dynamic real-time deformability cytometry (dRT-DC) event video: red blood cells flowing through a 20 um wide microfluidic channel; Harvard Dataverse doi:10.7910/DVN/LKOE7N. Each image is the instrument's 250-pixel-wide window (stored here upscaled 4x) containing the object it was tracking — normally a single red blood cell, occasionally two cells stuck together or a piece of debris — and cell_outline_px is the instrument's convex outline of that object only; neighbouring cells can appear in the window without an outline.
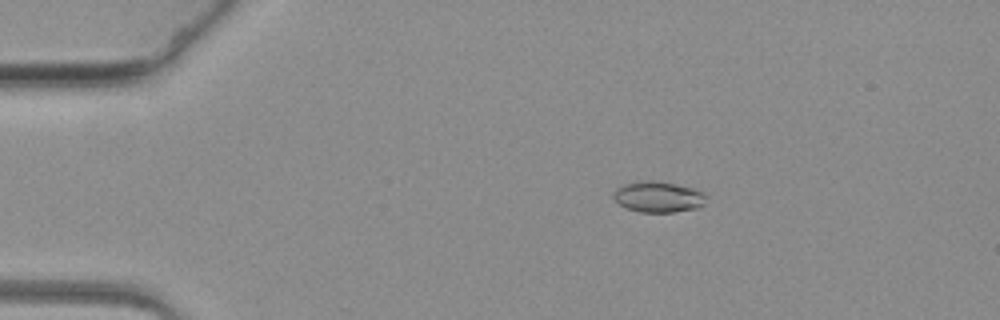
{"species": "common noctule bat (a hibernating species)", "species_latin": "Nyctalus noctula", "temperature_condition": "warm", "stored_images_in_passage": 33, "camera_frame_rate_fps": 3000, "um_per_image_px": 0.085, "animal": {"sex": "female", "body_mass_g": 19.3, "forearm_length_mm": 54.1}, "frame": {"image": 1, "passage_image": 11, "time_ms": 3.333, "image_size_px": [1000, 320], "cell_outline_px": [[704, 204], [696, 208], [672, 212], [640, 212], [624, 208], [612, 196], [616, 188], [624, 184], [636, 180], [652, 180], [672, 184], [704, 192]], "centroid_in_image_um": [55.87, 16.73], "position_along_channel_um": 29.1, "area_um2": 16.47}}
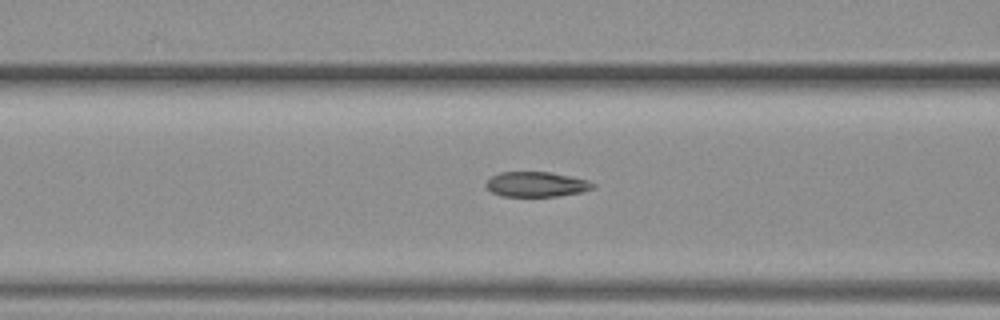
{"frame": {"image": 2, "passage_image": 25, "time_ms": 8.0, "image_size_px": [1000, 320], "cell_outline_px": [[596, 188], [584, 192], [556, 196], [500, 196], [492, 192], [484, 184], [492, 176], [500, 172], [552, 172], [588, 180], [596, 184]], "centroid_in_image_um": [45.64, 15.67], "position_along_channel_um": 121.0, "area_um2": 15.72}}
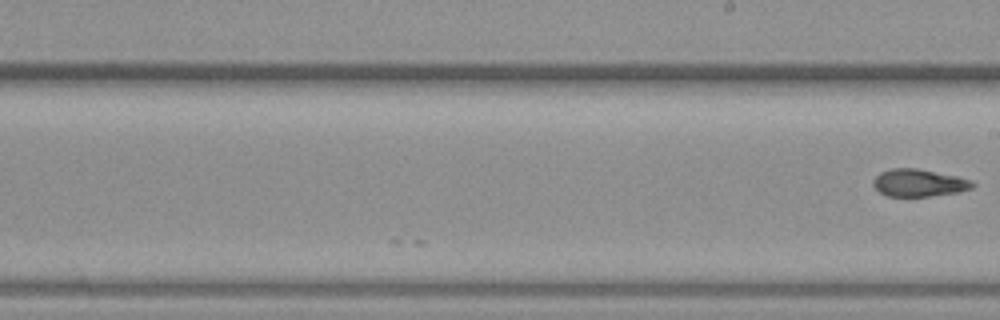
{"frame": {"image": 3, "passage_image": 33, "time_ms": 10.667, "image_size_px": [1000, 320], "cell_outline_px": [[976, 184], [972, 188], [956, 192], [928, 196], [888, 196], [880, 192], [872, 184], [872, 180], [880, 172], [892, 168], [916, 168], [956, 176], [972, 180]], "centroid_in_image_um": [78.09, 15.53], "position_along_channel_um": 210.9, "area_um2": 15.72}}